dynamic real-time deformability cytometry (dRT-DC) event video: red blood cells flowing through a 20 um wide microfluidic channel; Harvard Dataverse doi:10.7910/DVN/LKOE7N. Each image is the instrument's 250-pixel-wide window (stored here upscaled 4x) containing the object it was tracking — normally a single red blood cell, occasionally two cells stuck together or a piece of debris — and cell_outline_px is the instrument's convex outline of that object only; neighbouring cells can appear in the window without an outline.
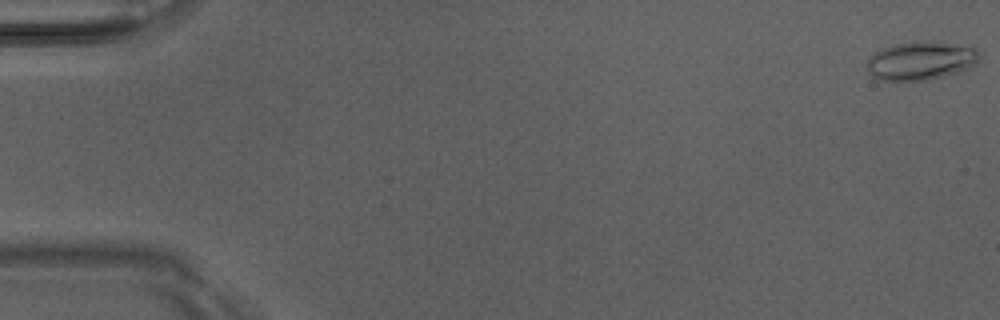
{"species": "Egyptian fruit bat (a non-hibernating species)", "species_latin": "Rousettus aegyptiacus", "temperature_condition": "room temperature", "stored_images_in_passage": 51, "camera_frame_rate_fps": 3000, "um_per_image_px": 0.085, "animal": {"sex": "male"}, "frame": {"image": 1, "passage_image": 1, "time_ms": 0.0, "image_size_px": [1000, 320], "cell_outline_px": [[980, 60], [976, 64], [968, 68], [956, 72], [928, 80], [876, 80], [868, 72], [868, 56], [884, 48], [896, 44], [920, 40], [940, 40], [972, 44], [976, 48], [980, 56]], "centroid_in_image_um": [78.35, 5.11], "position_along_channel_um": 6.7, "area_um2": 25.89}}
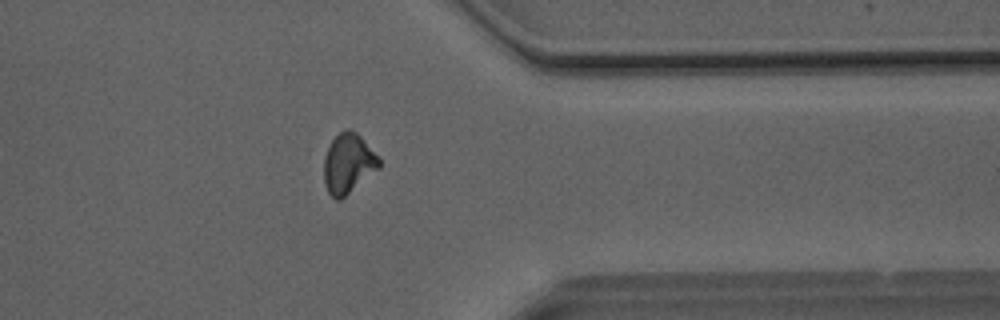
{"frame": {"image": 2, "passage_image": 41, "time_ms": 13.333, "image_size_px": [1000, 320], "cell_outline_px": [[380, 168], [340, 200], [336, 200], [328, 192], [324, 184], [324, 156], [332, 140], [340, 132], [348, 128], [356, 132], [380, 156]], "centroid_in_image_um": [29.61, 13.9], "position_along_channel_um": 381.8, "area_um2": 19.31}}
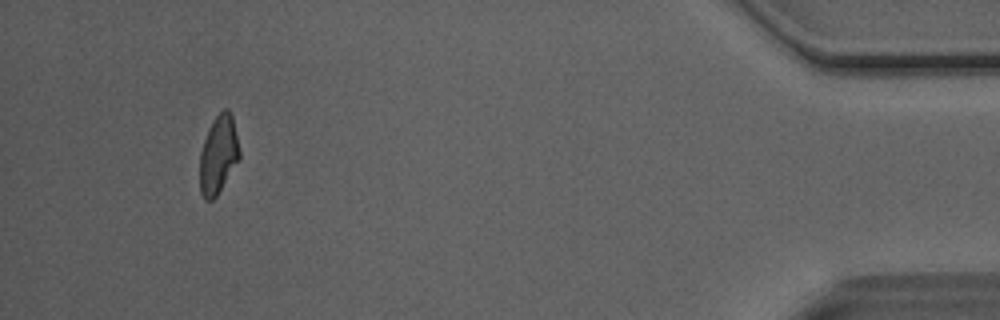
{"frame": {"image": 3, "passage_image": 48, "time_ms": 15.667, "image_size_px": [1000, 320], "cell_outline_px": [[240, 156], [216, 196], [212, 200], [204, 200], [200, 192], [200, 152], [208, 128], [216, 116], [224, 108], [228, 108], [232, 112], [240, 148]], "centroid_in_image_um": [18.56, 13.1], "position_along_channel_um": 416.6, "area_um2": 18.03}, "authors_computed_cell_mechanics": {"area_um2": 19.0162, "velocity_mm_per_s": 4.0997, "shape_relaxation_time_tau1_ms": 6.6938, "shape_relaxation_time_tau2_ms": 3.7986, "deformation_change_tau1": 0.2059, "deformation_change_tau2": 0.1061}}